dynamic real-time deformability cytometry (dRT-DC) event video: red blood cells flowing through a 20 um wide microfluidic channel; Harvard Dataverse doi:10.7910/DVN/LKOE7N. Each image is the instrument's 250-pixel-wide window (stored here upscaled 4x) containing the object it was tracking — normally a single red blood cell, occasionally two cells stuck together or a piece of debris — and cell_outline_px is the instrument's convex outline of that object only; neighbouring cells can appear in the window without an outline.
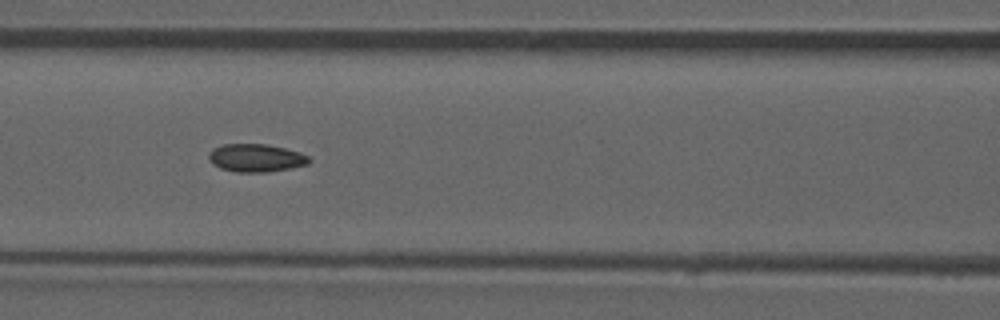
{"species": "common noctule bat (a hibernating species)", "species_latin": "Nyctalus noctula", "temperature_condition": "room temperature", "stored_images_in_passage": 52, "camera_frame_rate_fps": 3000, "um_per_image_px": 0.085, "animal": {"sex": "male", "forearm_length_mm": 52.5}, "frame": {"image": 1, "passage_image": 23, "time_ms": 7.333, "image_size_px": [1000, 320], "cell_outline_px": [[312, 160], [308, 164], [292, 168], [268, 172], [236, 172], [220, 168], [212, 164], [208, 156], [212, 148], [220, 144], [268, 144], [300, 152], [308, 156]], "centroid_in_image_um": [21.76, 13.42], "position_along_channel_um": 144.8, "area_um2": 16.53}, "authors_computed_cell_mechanics": {"area_um2": 16.0395, "velocity_mm_per_s": 3.955, "shape_relaxation_time_tau1_ms": null, "shape_relaxation_time_tau2_ms": 1.7366, "deformation_change_tau1": null, "deformation_change_tau2": 0.0614}}